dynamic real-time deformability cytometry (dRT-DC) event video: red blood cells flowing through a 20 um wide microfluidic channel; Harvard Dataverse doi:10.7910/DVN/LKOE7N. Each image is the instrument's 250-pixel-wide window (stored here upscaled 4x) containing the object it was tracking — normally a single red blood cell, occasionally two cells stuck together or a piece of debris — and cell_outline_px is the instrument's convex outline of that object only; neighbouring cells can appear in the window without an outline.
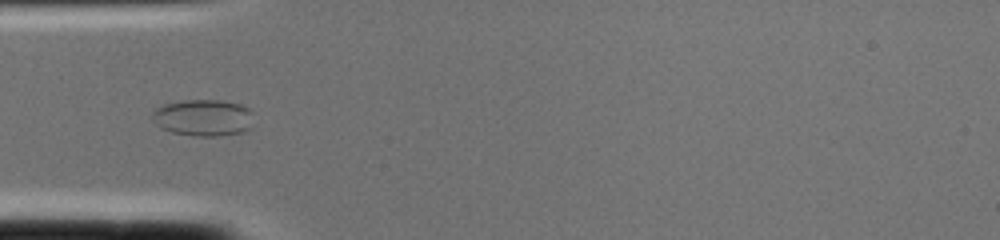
{"species": "common noctule bat (a hibernating species)", "species_latin": "Nyctalus noctula", "temperature_condition": "cold", "stored_images_in_passage": 2, "camera_frame_rate_fps": 3000, "um_per_image_px": 0.085, "animal": {"sex": "female", "body_mass_g": 22.0, "forearm_length_mm": 56.7}, "frame": {"image": 1, "passage_image": 2, "time_ms": 0.333, "image_size_px": [1000, 240], "cell_outline_px": [[252, 128], [244, 132], [220, 136], [192, 136], [172, 132], [160, 128], [152, 120], [152, 112], [156, 108], [164, 104], [184, 100], [220, 100], [240, 104], [248, 108], [252, 112]], "centroid_in_image_um": [17.29, 10.01], "position_along_channel_um": 67.7, "area_um2": 21.96}}